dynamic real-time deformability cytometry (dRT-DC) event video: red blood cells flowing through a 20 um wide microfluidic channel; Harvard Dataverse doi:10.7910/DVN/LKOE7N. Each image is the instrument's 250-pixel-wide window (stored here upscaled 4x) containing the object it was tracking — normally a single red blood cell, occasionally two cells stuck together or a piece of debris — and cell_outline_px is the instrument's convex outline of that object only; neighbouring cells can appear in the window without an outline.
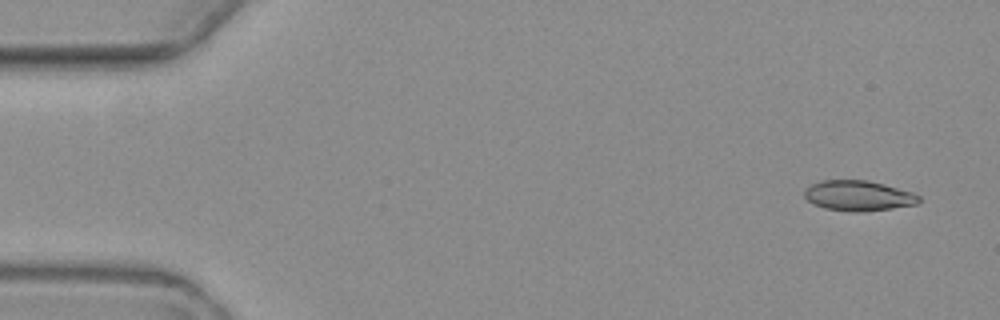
{"species": "common noctule bat (a hibernating species)", "species_latin": "Nyctalus noctula", "temperature_condition": "warm", "stored_images_in_passage": 3, "camera_frame_rate_fps": 3000, "um_per_image_px": 0.085, "animal": {"sex": "female", "body_mass_g": 19.3, "forearm_length_mm": 54.1}, "frame": {"image": 1, "passage_image": 1, "time_ms": 0.0, "image_size_px": [1000, 320], "cell_outline_px": [[920, 200], [916, 204], [892, 208], [860, 212], [852, 212], [824, 208], [812, 204], [804, 196], [804, 188], [820, 180], [868, 180], [884, 184], [912, 192], [920, 196]], "centroid_in_image_um": [72.92, 16.63], "position_along_channel_um": 12.1, "area_um2": 20.29}}